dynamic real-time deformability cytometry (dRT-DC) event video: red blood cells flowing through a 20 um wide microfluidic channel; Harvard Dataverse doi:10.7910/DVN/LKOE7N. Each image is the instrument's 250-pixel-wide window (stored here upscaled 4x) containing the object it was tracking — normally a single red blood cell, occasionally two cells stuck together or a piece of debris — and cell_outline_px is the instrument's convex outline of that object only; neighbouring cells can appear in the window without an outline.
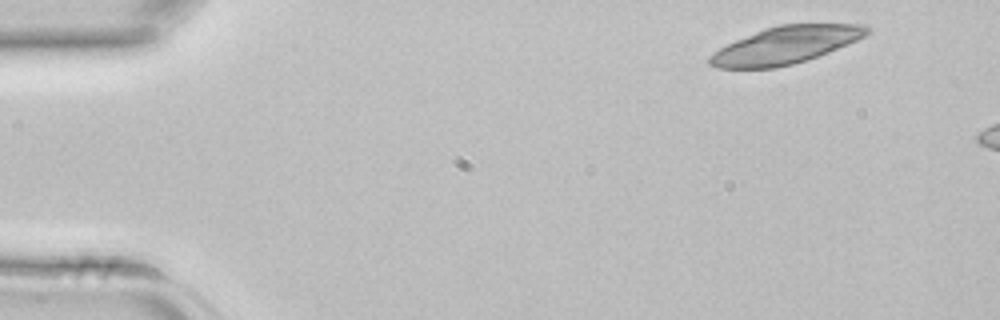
{"species": "common noctule bat (a hibernating species)", "species_latin": "Nyctalus noctula", "temperature_condition": "room temperature", "stored_images_in_passage": 3, "camera_frame_rate_fps": 3000, "um_per_image_px": 0.085, "animal": {"sex": "female", "body_mass_g": 22.7, "forearm_length_mm": 54.2}, "frame": {"image": 1, "passage_image": 1, "time_ms": 0.0, "image_size_px": [1000, 320], "cell_outline_px": [[872, 32], [848, 44], [828, 52], [792, 64], [776, 68], [716, 68], [708, 64], [708, 56], [712, 52], [736, 40], [764, 28], [780, 24], [864, 24]], "centroid_in_image_um": [66.74, 3.83], "position_along_channel_um": 18.3, "area_um2": 33.93}}